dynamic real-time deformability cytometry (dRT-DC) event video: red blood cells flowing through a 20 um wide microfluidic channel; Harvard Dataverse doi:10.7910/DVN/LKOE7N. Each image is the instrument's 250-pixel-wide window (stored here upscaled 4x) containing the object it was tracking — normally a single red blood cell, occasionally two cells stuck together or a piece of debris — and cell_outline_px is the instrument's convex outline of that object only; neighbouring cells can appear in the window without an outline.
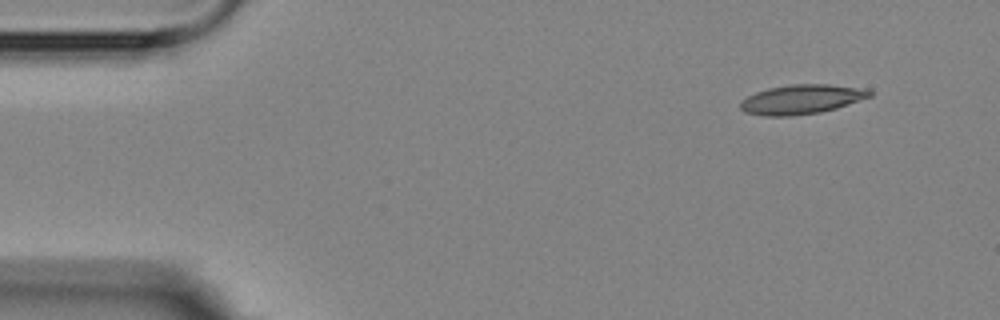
{"species": "Egyptian fruit bat (a non-hibernating species)", "species_latin": "Rousettus aegyptiacus", "temperature_condition": "room temperature", "stored_images_in_passage": 4, "camera_frame_rate_fps": 3000, "um_per_image_px": 0.085, "animal": {"sex": "female"}, "frame": {"image": 1, "passage_image": 1, "time_ms": 0.0, "image_size_px": [1000, 320], "cell_outline_px": [[872, 96], [836, 108], [820, 112], [792, 116], [764, 116], [744, 112], [740, 108], [740, 100], [756, 92], [768, 88], [792, 84], [832, 84], [868, 88], [872, 92]], "centroid_in_image_um": [68.14, 8.43], "position_along_channel_um": 16.9, "area_um2": 22.37}}
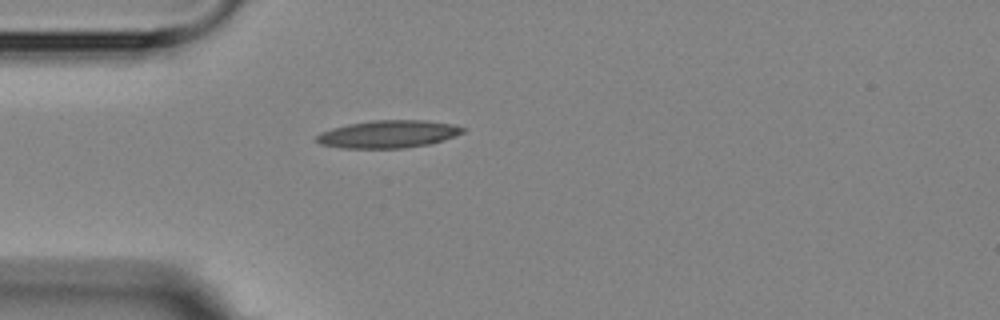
{"frame": {"image": 2, "passage_image": 4, "time_ms": 3.333, "image_size_px": [1000, 320], "cell_outline_px": [[464, 132], [428, 144], [404, 148], [344, 148], [320, 144], [316, 140], [316, 136], [320, 132], [332, 128], [348, 124], [372, 120], [428, 120], [452, 124], [464, 128]], "centroid_in_image_um": [32.95, 11.39], "position_along_channel_um": 52.0, "area_um2": 23.29}}